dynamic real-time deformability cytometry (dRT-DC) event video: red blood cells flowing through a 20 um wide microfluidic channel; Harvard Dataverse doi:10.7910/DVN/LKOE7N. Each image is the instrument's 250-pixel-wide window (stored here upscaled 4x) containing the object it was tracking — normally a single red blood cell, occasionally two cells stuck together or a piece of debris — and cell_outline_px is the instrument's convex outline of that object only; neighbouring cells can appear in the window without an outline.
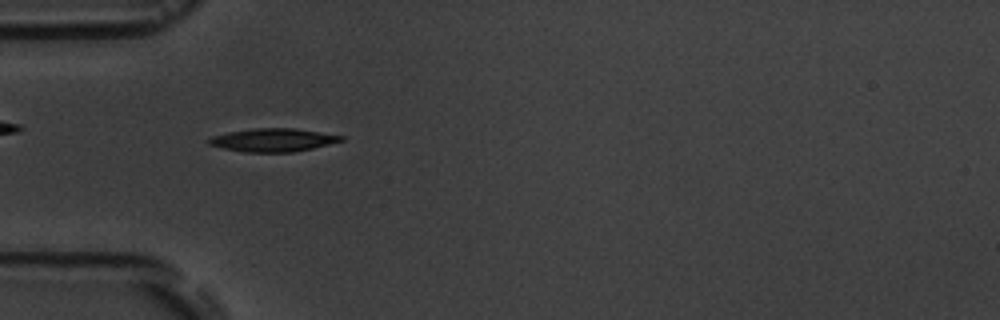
{"species": "common noctule bat (a hibernating species)", "species_latin": "Nyctalus noctula", "temperature_condition": "room temperature", "stored_images_in_passage": 7, "camera_frame_rate_fps": 3000, "um_per_image_px": 0.085, "animal": {"sex": "male", "body_mass_g": 19.5, "forearm_length_mm": 54.6}, "frame": {"image": 1, "passage_image": 6, "time_ms": 5.667, "image_size_px": [1000, 320], "cell_outline_px": [[344, 140], [312, 148], [292, 152], [244, 152], [220, 148], [208, 144], [208, 140], [212, 136], [228, 132], [252, 128], [296, 128], [344, 136]], "centroid_in_image_um": [23.17, 11.9], "position_along_channel_um": 61.8, "area_um2": 17.86}}
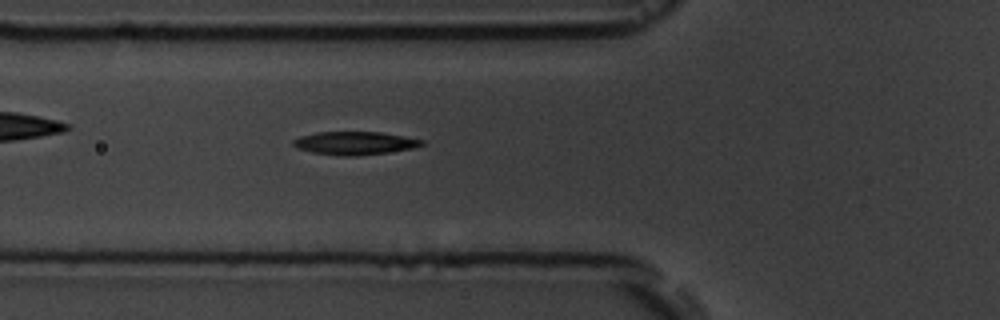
{"frame": {"image": 2, "passage_image": 7, "time_ms": 6.667, "image_size_px": [1000, 320], "cell_outline_px": [[424, 144], [412, 148], [388, 152], [356, 156], [344, 156], [312, 152], [296, 148], [292, 144], [292, 140], [300, 136], [316, 132], [380, 132], [424, 140]], "centroid_in_image_um": [30.11, 12.16], "position_along_channel_um": 95.7, "area_um2": 17.22}}